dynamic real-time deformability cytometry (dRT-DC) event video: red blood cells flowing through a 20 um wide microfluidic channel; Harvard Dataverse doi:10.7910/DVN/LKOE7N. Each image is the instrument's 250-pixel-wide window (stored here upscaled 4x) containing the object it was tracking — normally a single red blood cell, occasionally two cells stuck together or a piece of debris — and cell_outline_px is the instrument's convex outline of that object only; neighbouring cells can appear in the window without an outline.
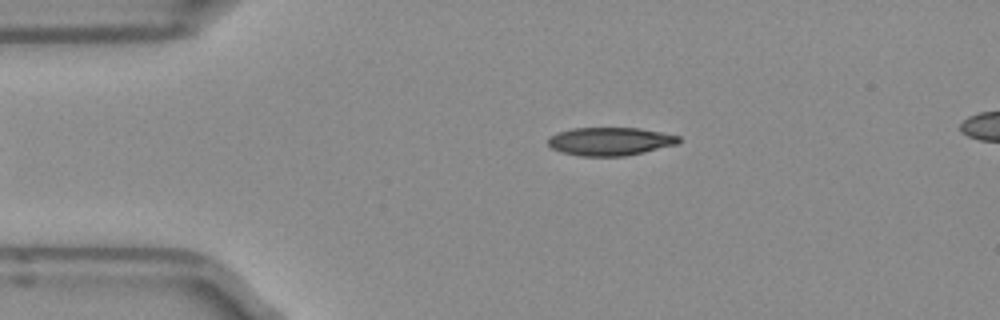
{"species": "Egyptian fruit bat (a non-hibernating species)", "species_latin": "Rousettus aegyptiacus", "temperature_condition": "room temperature", "stored_images_in_passage": 35, "camera_frame_rate_fps": 3000, "um_per_image_px": 0.085, "frame": {"image": 1, "passage_image": 1, "time_ms": 0.0, "image_size_px": [1000, 320], "cell_outline_px": [[680, 140], [676, 144], [644, 152], [624, 156], [580, 156], [560, 152], [552, 148], [548, 144], [548, 136], [556, 132], [572, 128], [640, 128], [680, 136]], "centroid_in_image_um": [51.81, 12.01], "position_along_channel_um": 33.2, "area_um2": 21.5}}
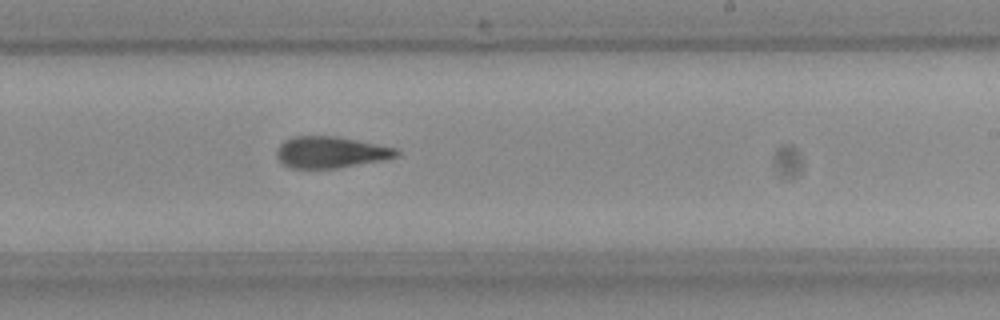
{"frame": {"image": 2, "passage_image": 21, "time_ms": 6.667, "image_size_px": [1000, 320], "cell_outline_px": [[400, 156], [380, 160], [336, 168], [292, 168], [284, 164], [276, 156], [276, 148], [284, 140], [292, 136], [336, 136], [396, 148], [400, 152]], "centroid_in_image_um": [28.08, 12.93], "position_along_channel_um": 260.9, "area_um2": 21.79}}
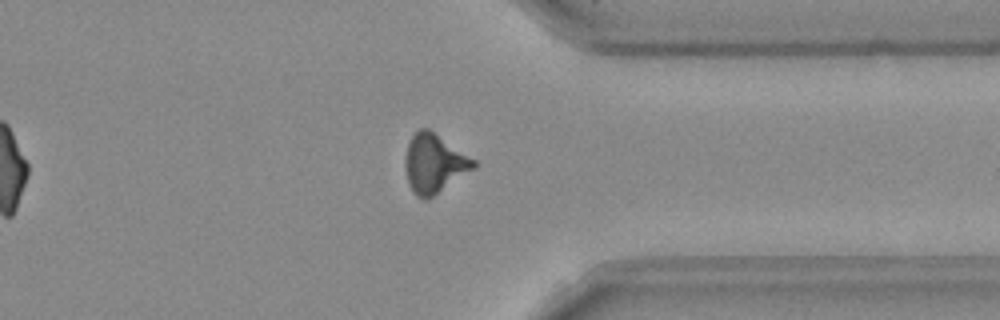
{"frame": {"image": 3, "passage_image": 30, "time_ms": 9.667, "image_size_px": [1000, 320], "cell_outline_px": [[480, 164], [476, 168], [428, 200], [424, 200], [416, 196], [408, 180], [404, 164], [408, 144], [412, 132], [420, 128], [428, 128], [476, 160]], "centroid_in_image_um": [36.93, 13.9], "position_along_channel_um": 374.5, "area_um2": 23.7}, "authors_computed_cell_mechanics": {"area_um2": 22.4842, "velocity_mm_per_s": 3.9747, "shape_relaxation_time_tau1_ms": 6.8961, "shape_relaxation_time_tau2_ms": 3.3359, "deformation_change_tau1": 0.2139, "deformation_change_tau2": 0.1206}}